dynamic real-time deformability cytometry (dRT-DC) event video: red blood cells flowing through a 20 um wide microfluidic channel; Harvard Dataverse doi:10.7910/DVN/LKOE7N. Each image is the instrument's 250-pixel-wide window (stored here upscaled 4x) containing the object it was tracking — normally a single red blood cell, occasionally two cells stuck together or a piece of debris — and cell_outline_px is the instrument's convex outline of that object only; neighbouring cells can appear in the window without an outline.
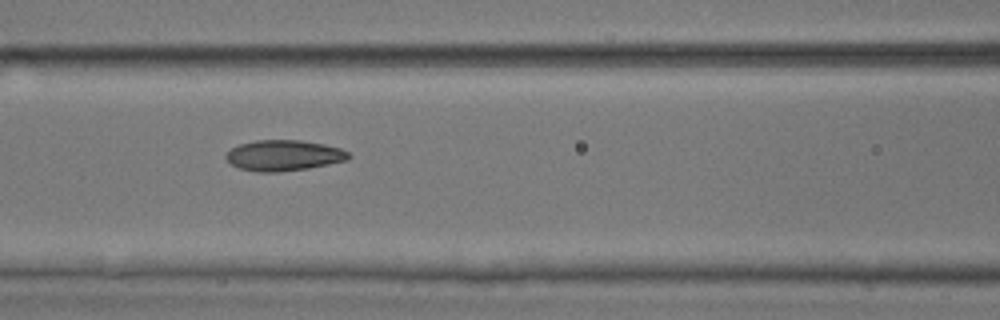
{"species": "common noctule bat (a hibernating species)", "species_latin": "Nyctalus noctula", "temperature_condition": "room temperature", "stored_images_in_passage": 8, "camera_frame_rate_fps": 3000, "um_per_image_px": 0.085, "animal": {"sex": "male", "body_mass_g": 17.9, "forearm_length_mm": 54.2}, "frame": {"image": 1, "passage_image": 6, "time_ms": 1.667, "image_size_px": [1000, 320], "cell_outline_px": [[352, 156], [348, 160], [308, 168], [280, 172], [256, 172], [240, 168], [232, 164], [224, 156], [232, 148], [240, 144], [256, 140], [300, 140], [324, 144], [340, 148], [348, 152]], "centroid_in_image_um": [24.14, 13.21], "position_along_channel_um": 142.5, "area_um2": 21.91}}
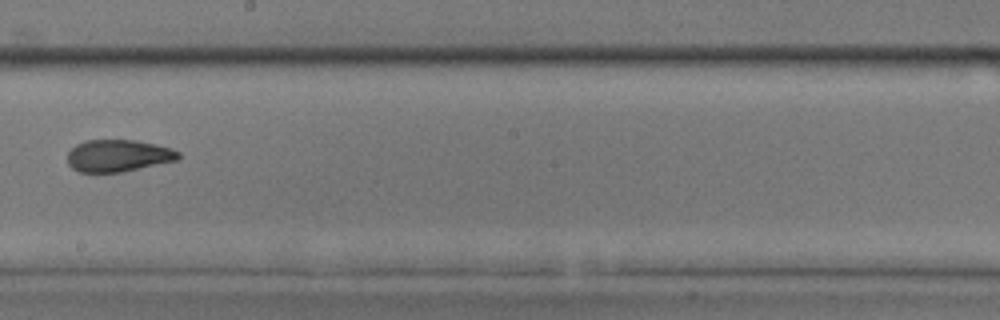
{"frame": {"image": 2, "passage_image": 8, "time_ms": 2.333, "image_size_px": [1000, 320], "cell_outline_px": [[180, 156], [176, 160], [120, 172], [80, 172], [72, 168], [68, 164], [68, 152], [76, 144], [88, 140], [136, 140], [156, 144], [172, 148], [180, 152]], "centroid_in_image_um": [10.04, 13.22], "position_along_channel_um": 238.2, "area_um2": 20.58}}